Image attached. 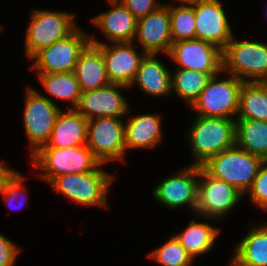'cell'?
I'll use <instances>...</instances> for the list:
<instances>
[{
	"label": "cell",
	"instance_id": "6da1fadb",
	"mask_svg": "<svg viewBox=\"0 0 267 266\" xmlns=\"http://www.w3.org/2000/svg\"><path fill=\"white\" fill-rule=\"evenodd\" d=\"M264 161L263 158L246 152L235 144L210 157L201 167L212 177L246 194Z\"/></svg>",
	"mask_w": 267,
	"mask_h": 266
},
{
	"label": "cell",
	"instance_id": "e0dca14e",
	"mask_svg": "<svg viewBox=\"0 0 267 266\" xmlns=\"http://www.w3.org/2000/svg\"><path fill=\"white\" fill-rule=\"evenodd\" d=\"M135 39L146 53L168 54L172 45L169 4L137 19Z\"/></svg>",
	"mask_w": 267,
	"mask_h": 266
},
{
	"label": "cell",
	"instance_id": "3957f363",
	"mask_svg": "<svg viewBox=\"0 0 267 266\" xmlns=\"http://www.w3.org/2000/svg\"><path fill=\"white\" fill-rule=\"evenodd\" d=\"M31 159L34 167L44 170L37 175L48 181L47 183L58 176L93 171L101 164L87 145L69 148L41 147Z\"/></svg>",
	"mask_w": 267,
	"mask_h": 266
},
{
	"label": "cell",
	"instance_id": "9a60e30c",
	"mask_svg": "<svg viewBox=\"0 0 267 266\" xmlns=\"http://www.w3.org/2000/svg\"><path fill=\"white\" fill-rule=\"evenodd\" d=\"M195 14V39L204 40L222 51L233 32L219 0H202L192 6Z\"/></svg>",
	"mask_w": 267,
	"mask_h": 266
},
{
	"label": "cell",
	"instance_id": "8fae6325",
	"mask_svg": "<svg viewBox=\"0 0 267 266\" xmlns=\"http://www.w3.org/2000/svg\"><path fill=\"white\" fill-rule=\"evenodd\" d=\"M196 214L223 218L244 196L236 187L216 179L199 166Z\"/></svg>",
	"mask_w": 267,
	"mask_h": 266
},
{
	"label": "cell",
	"instance_id": "4dcf8cb0",
	"mask_svg": "<svg viewBox=\"0 0 267 266\" xmlns=\"http://www.w3.org/2000/svg\"><path fill=\"white\" fill-rule=\"evenodd\" d=\"M250 200L263 210L267 211V161L259 168L251 188L247 191Z\"/></svg>",
	"mask_w": 267,
	"mask_h": 266
},
{
	"label": "cell",
	"instance_id": "83f0119b",
	"mask_svg": "<svg viewBox=\"0 0 267 266\" xmlns=\"http://www.w3.org/2000/svg\"><path fill=\"white\" fill-rule=\"evenodd\" d=\"M176 69L175 74L171 76L172 91L191 106L206 87L211 76L196 70Z\"/></svg>",
	"mask_w": 267,
	"mask_h": 266
},
{
	"label": "cell",
	"instance_id": "f546056e",
	"mask_svg": "<svg viewBox=\"0 0 267 266\" xmlns=\"http://www.w3.org/2000/svg\"><path fill=\"white\" fill-rule=\"evenodd\" d=\"M149 258L156 260L160 266H192L193 258L173 235L170 240L151 253Z\"/></svg>",
	"mask_w": 267,
	"mask_h": 266
},
{
	"label": "cell",
	"instance_id": "8992f818",
	"mask_svg": "<svg viewBox=\"0 0 267 266\" xmlns=\"http://www.w3.org/2000/svg\"><path fill=\"white\" fill-rule=\"evenodd\" d=\"M74 15L66 12L33 9L26 30L25 53L31 59L38 51L65 39L78 27Z\"/></svg>",
	"mask_w": 267,
	"mask_h": 266
},
{
	"label": "cell",
	"instance_id": "1f68e13d",
	"mask_svg": "<svg viewBox=\"0 0 267 266\" xmlns=\"http://www.w3.org/2000/svg\"><path fill=\"white\" fill-rule=\"evenodd\" d=\"M26 178L24 176H22L19 173H15V175L7 182L5 188L0 192V194L3 195V200H5L9 206V204H13L12 201H14L16 198H18V196L22 193L25 194V190L24 189V180ZM27 196H24L22 204H20V207L22 208L27 202ZM20 201V200H19ZM19 205V204H18ZM16 207V206H14Z\"/></svg>",
	"mask_w": 267,
	"mask_h": 266
},
{
	"label": "cell",
	"instance_id": "44dd1931",
	"mask_svg": "<svg viewBox=\"0 0 267 266\" xmlns=\"http://www.w3.org/2000/svg\"><path fill=\"white\" fill-rule=\"evenodd\" d=\"M153 53H147L141 61L131 86L138 85L146 95L160 97L172 92L171 75L167 67Z\"/></svg>",
	"mask_w": 267,
	"mask_h": 266
},
{
	"label": "cell",
	"instance_id": "52a82bcc",
	"mask_svg": "<svg viewBox=\"0 0 267 266\" xmlns=\"http://www.w3.org/2000/svg\"><path fill=\"white\" fill-rule=\"evenodd\" d=\"M219 74L212 76L199 97L190 106L203 117L232 118L237 116L239 95L243 81L234 75L228 79H218Z\"/></svg>",
	"mask_w": 267,
	"mask_h": 266
},
{
	"label": "cell",
	"instance_id": "30bf717a",
	"mask_svg": "<svg viewBox=\"0 0 267 266\" xmlns=\"http://www.w3.org/2000/svg\"><path fill=\"white\" fill-rule=\"evenodd\" d=\"M120 118L102 117L88 120L87 146L102 164L123 160L125 156V123Z\"/></svg>",
	"mask_w": 267,
	"mask_h": 266
},
{
	"label": "cell",
	"instance_id": "603a6c76",
	"mask_svg": "<svg viewBox=\"0 0 267 266\" xmlns=\"http://www.w3.org/2000/svg\"><path fill=\"white\" fill-rule=\"evenodd\" d=\"M234 252L233 266H267V223L251 228Z\"/></svg>",
	"mask_w": 267,
	"mask_h": 266
},
{
	"label": "cell",
	"instance_id": "ba28073f",
	"mask_svg": "<svg viewBox=\"0 0 267 266\" xmlns=\"http://www.w3.org/2000/svg\"><path fill=\"white\" fill-rule=\"evenodd\" d=\"M60 111L53 100L27 86L23 122L31 144V156L46 145Z\"/></svg>",
	"mask_w": 267,
	"mask_h": 266
},
{
	"label": "cell",
	"instance_id": "9c48e42d",
	"mask_svg": "<svg viewBox=\"0 0 267 266\" xmlns=\"http://www.w3.org/2000/svg\"><path fill=\"white\" fill-rule=\"evenodd\" d=\"M90 43V36L79 27L65 39L38 51L31 69L38 73L73 72L79 54Z\"/></svg>",
	"mask_w": 267,
	"mask_h": 266
},
{
	"label": "cell",
	"instance_id": "5b68a950",
	"mask_svg": "<svg viewBox=\"0 0 267 266\" xmlns=\"http://www.w3.org/2000/svg\"><path fill=\"white\" fill-rule=\"evenodd\" d=\"M223 71L243 82H267V44L232 37L222 51ZM251 78V79H249Z\"/></svg>",
	"mask_w": 267,
	"mask_h": 266
},
{
	"label": "cell",
	"instance_id": "ac0fdd59",
	"mask_svg": "<svg viewBox=\"0 0 267 266\" xmlns=\"http://www.w3.org/2000/svg\"><path fill=\"white\" fill-rule=\"evenodd\" d=\"M113 7L92 18V22L111 43L133 42L137 18L118 0H107Z\"/></svg>",
	"mask_w": 267,
	"mask_h": 266
},
{
	"label": "cell",
	"instance_id": "2e32d148",
	"mask_svg": "<svg viewBox=\"0 0 267 266\" xmlns=\"http://www.w3.org/2000/svg\"><path fill=\"white\" fill-rule=\"evenodd\" d=\"M129 88L123 84L110 83L100 89L82 92L75 108L87 120L102 117H122L129 113V103L119 92Z\"/></svg>",
	"mask_w": 267,
	"mask_h": 266
},
{
	"label": "cell",
	"instance_id": "f1b7e54d",
	"mask_svg": "<svg viewBox=\"0 0 267 266\" xmlns=\"http://www.w3.org/2000/svg\"><path fill=\"white\" fill-rule=\"evenodd\" d=\"M169 15L172 43L195 39V14L192 6L169 5Z\"/></svg>",
	"mask_w": 267,
	"mask_h": 266
},
{
	"label": "cell",
	"instance_id": "7c38bea8",
	"mask_svg": "<svg viewBox=\"0 0 267 266\" xmlns=\"http://www.w3.org/2000/svg\"><path fill=\"white\" fill-rule=\"evenodd\" d=\"M167 56L177 63V68L205 72L211 77L223 71L222 50L204 40L173 42Z\"/></svg>",
	"mask_w": 267,
	"mask_h": 266
},
{
	"label": "cell",
	"instance_id": "d6986e66",
	"mask_svg": "<svg viewBox=\"0 0 267 266\" xmlns=\"http://www.w3.org/2000/svg\"><path fill=\"white\" fill-rule=\"evenodd\" d=\"M88 120L76 109L60 111L49 140L43 147L69 148L87 145Z\"/></svg>",
	"mask_w": 267,
	"mask_h": 266
},
{
	"label": "cell",
	"instance_id": "d4e9b609",
	"mask_svg": "<svg viewBox=\"0 0 267 266\" xmlns=\"http://www.w3.org/2000/svg\"><path fill=\"white\" fill-rule=\"evenodd\" d=\"M236 119L267 121V82H244Z\"/></svg>",
	"mask_w": 267,
	"mask_h": 266
},
{
	"label": "cell",
	"instance_id": "277c9868",
	"mask_svg": "<svg viewBox=\"0 0 267 266\" xmlns=\"http://www.w3.org/2000/svg\"><path fill=\"white\" fill-rule=\"evenodd\" d=\"M102 165L93 171L58 176L50 184L54 191L62 193L76 204L107 208V193L115 176L99 168Z\"/></svg>",
	"mask_w": 267,
	"mask_h": 266
},
{
	"label": "cell",
	"instance_id": "d590c367",
	"mask_svg": "<svg viewBox=\"0 0 267 266\" xmlns=\"http://www.w3.org/2000/svg\"><path fill=\"white\" fill-rule=\"evenodd\" d=\"M177 1V0H176ZM202 0H178V2H182V6H193Z\"/></svg>",
	"mask_w": 267,
	"mask_h": 266
},
{
	"label": "cell",
	"instance_id": "cb8c5ba5",
	"mask_svg": "<svg viewBox=\"0 0 267 266\" xmlns=\"http://www.w3.org/2000/svg\"><path fill=\"white\" fill-rule=\"evenodd\" d=\"M235 144L267 161V121L236 119Z\"/></svg>",
	"mask_w": 267,
	"mask_h": 266
},
{
	"label": "cell",
	"instance_id": "4fadbf2b",
	"mask_svg": "<svg viewBox=\"0 0 267 266\" xmlns=\"http://www.w3.org/2000/svg\"><path fill=\"white\" fill-rule=\"evenodd\" d=\"M90 43L102 51L110 83L123 84L129 87L147 53L145 51L141 52L142 54L138 53L136 48L132 46L134 42H119L110 46L90 37Z\"/></svg>",
	"mask_w": 267,
	"mask_h": 266
},
{
	"label": "cell",
	"instance_id": "d6a6232c",
	"mask_svg": "<svg viewBox=\"0 0 267 266\" xmlns=\"http://www.w3.org/2000/svg\"><path fill=\"white\" fill-rule=\"evenodd\" d=\"M137 19L147 16L158 9L162 4L156 0H118Z\"/></svg>",
	"mask_w": 267,
	"mask_h": 266
},
{
	"label": "cell",
	"instance_id": "4316f807",
	"mask_svg": "<svg viewBox=\"0 0 267 266\" xmlns=\"http://www.w3.org/2000/svg\"><path fill=\"white\" fill-rule=\"evenodd\" d=\"M39 81L46 91L54 97L71 102L75 109L80 101L82 91L73 72L38 73Z\"/></svg>",
	"mask_w": 267,
	"mask_h": 266
},
{
	"label": "cell",
	"instance_id": "484cf974",
	"mask_svg": "<svg viewBox=\"0 0 267 266\" xmlns=\"http://www.w3.org/2000/svg\"><path fill=\"white\" fill-rule=\"evenodd\" d=\"M220 229L208 223H199L191 220L184 232L173 234L188 254L195 256L203 255L212 249Z\"/></svg>",
	"mask_w": 267,
	"mask_h": 266
},
{
	"label": "cell",
	"instance_id": "836d02e7",
	"mask_svg": "<svg viewBox=\"0 0 267 266\" xmlns=\"http://www.w3.org/2000/svg\"><path fill=\"white\" fill-rule=\"evenodd\" d=\"M20 248L0 233V266H13Z\"/></svg>",
	"mask_w": 267,
	"mask_h": 266
},
{
	"label": "cell",
	"instance_id": "7a4b0ae2",
	"mask_svg": "<svg viewBox=\"0 0 267 266\" xmlns=\"http://www.w3.org/2000/svg\"><path fill=\"white\" fill-rule=\"evenodd\" d=\"M188 133L194 165H203L210 157L235 145L236 119L197 115Z\"/></svg>",
	"mask_w": 267,
	"mask_h": 266
},
{
	"label": "cell",
	"instance_id": "7402d4cb",
	"mask_svg": "<svg viewBox=\"0 0 267 266\" xmlns=\"http://www.w3.org/2000/svg\"><path fill=\"white\" fill-rule=\"evenodd\" d=\"M161 115L141 114L125 123V148H154L162 139Z\"/></svg>",
	"mask_w": 267,
	"mask_h": 266
},
{
	"label": "cell",
	"instance_id": "e575fe53",
	"mask_svg": "<svg viewBox=\"0 0 267 266\" xmlns=\"http://www.w3.org/2000/svg\"><path fill=\"white\" fill-rule=\"evenodd\" d=\"M5 162H0V192L5 188L7 182L15 175V171L5 167Z\"/></svg>",
	"mask_w": 267,
	"mask_h": 266
},
{
	"label": "cell",
	"instance_id": "ffe728a7",
	"mask_svg": "<svg viewBox=\"0 0 267 266\" xmlns=\"http://www.w3.org/2000/svg\"><path fill=\"white\" fill-rule=\"evenodd\" d=\"M73 73L82 92L100 89L110 84L102 51L92 43L79 54Z\"/></svg>",
	"mask_w": 267,
	"mask_h": 266
},
{
	"label": "cell",
	"instance_id": "5bb4252c",
	"mask_svg": "<svg viewBox=\"0 0 267 266\" xmlns=\"http://www.w3.org/2000/svg\"><path fill=\"white\" fill-rule=\"evenodd\" d=\"M177 174L159 183L153 190V196L158 202L171 209L189 205L196 213L199 165L192 164L184 167Z\"/></svg>",
	"mask_w": 267,
	"mask_h": 266
}]
</instances>
